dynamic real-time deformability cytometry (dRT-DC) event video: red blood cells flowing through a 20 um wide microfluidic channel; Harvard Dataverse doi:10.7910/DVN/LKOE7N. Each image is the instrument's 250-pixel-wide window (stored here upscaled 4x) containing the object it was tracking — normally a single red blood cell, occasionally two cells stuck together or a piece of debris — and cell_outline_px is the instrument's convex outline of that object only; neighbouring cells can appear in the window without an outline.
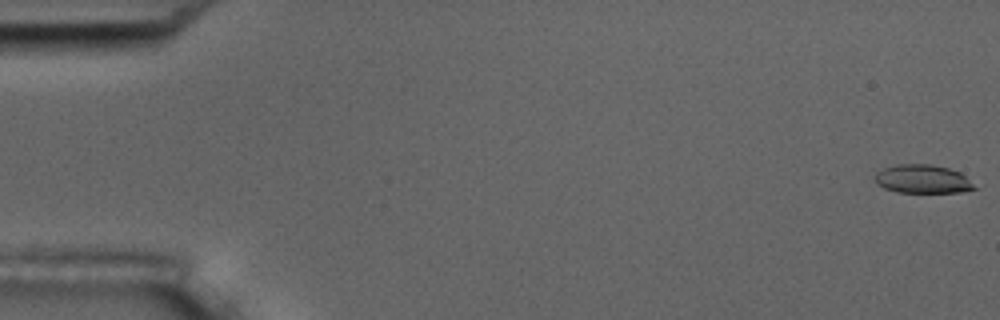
{"species": "common noctule bat (a hibernating species)", "species_latin": "Nyctalus noctula", "temperature_condition": "room temperature", "stored_images_in_passage": 6, "camera_frame_rate_fps": 3000, "um_per_image_px": 0.085, "animal": {"sex": "male", "body_mass_g": 17.5, "forearm_length_mm": 52.3}, "frame": {"image": 1, "passage_image": 1, "time_ms": 0.0, "image_size_px": [1000, 320], "cell_outline_px": [[980, 188], [960, 192], [896, 192], [884, 188], [876, 184], [876, 172], [884, 168], [896, 164], [932, 164], [948, 168], [960, 172]], "centroid_in_image_um": [78.45, 15.22], "position_along_channel_um": 6.5, "area_um2": 16.65}}
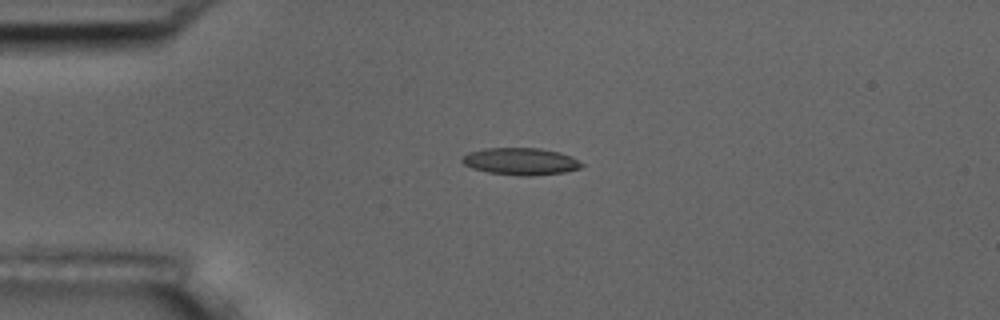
{"frame": {"image": 2, "passage_image": 4, "time_ms": 4.333, "image_size_px": [1000, 320], "cell_outline_px": [[584, 164], [580, 168], [564, 172], [532, 176], [520, 176], [488, 172], [472, 168], [464, 164], [460, 160], [468, 152], [484, 148], [540, 148], [560, 152], [572, 156]], "centroid_in_image_um": [44.26, 13.71], "position_along_channel_um": 40.7, "area_um2": 18.96}}